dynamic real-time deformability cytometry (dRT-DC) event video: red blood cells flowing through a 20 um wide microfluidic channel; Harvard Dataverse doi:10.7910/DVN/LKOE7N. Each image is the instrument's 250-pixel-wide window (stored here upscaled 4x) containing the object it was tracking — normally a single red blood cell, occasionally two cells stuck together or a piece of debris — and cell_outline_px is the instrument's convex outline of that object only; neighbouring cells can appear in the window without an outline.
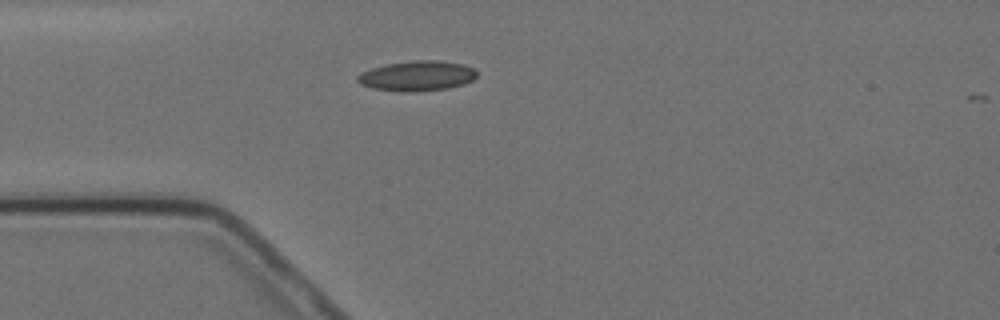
{"species": "Egyptian fruit bat (a non-hibernating species)", "species_latin": "Rousettus aegyptiacus", "temperature_condition": "cold", "stored_images_in_passage": 1, "camera_frame_rate_fps": 3000, "um_per_image_px": 0.085, "animal": {"sex": "female"}, "frame": {"image": 1, "passage_image": 1, "time_ms": 0.0, "image_size_px": [1000, 320], "cell_outline_px": [[476, 76], [472, 80], [464, 84], [448, 88], [412, 92], [404, 92], [372, 88], [360, 84], [356, 80], [356, 76], [360, 72], [372, 68], [388, 64], [412, 60], [436, 60], [464, 64], [476, 68]], "centroid_in_image_um": [35.45, 6.45], "position_along_channel_um": 49.6, "area_um2": 21.04}}